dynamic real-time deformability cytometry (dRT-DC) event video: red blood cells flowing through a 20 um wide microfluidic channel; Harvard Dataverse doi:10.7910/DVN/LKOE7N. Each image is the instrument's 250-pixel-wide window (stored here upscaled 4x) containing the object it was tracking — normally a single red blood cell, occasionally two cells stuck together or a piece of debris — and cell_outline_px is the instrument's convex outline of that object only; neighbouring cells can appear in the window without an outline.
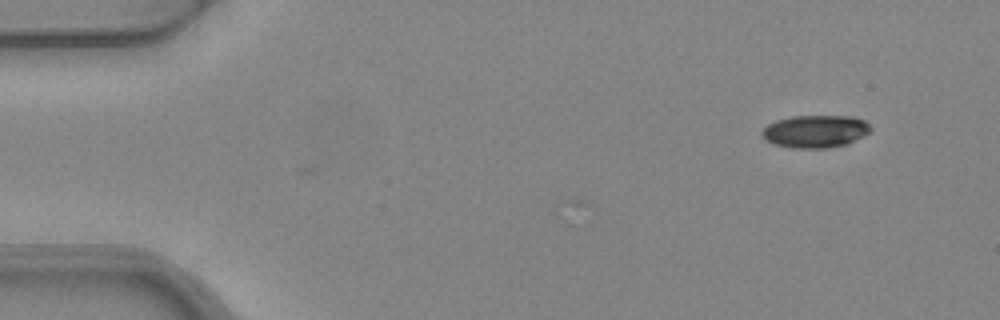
{"species": "common noctule bat (a hibernating species)", "species_latin": "Nyctalus noctula", "temperature_condition": "warm", "stored_images_in_passage": 3, "camera_frame_rate_fps": 3000, "um_per_image_px": 0.085, "animal": {"sex": "female", "body_mass_g": 24.6, "forearm_length_mm": 56.2}, "frame": {"image": 1, "passage_image": 3, "time_ms": 0.667, "image_size_px": [1000, 320], "cell_outline_px": [[872, 132], [848, 144], [828, 148], [792, 148], [772, 144], [764, 140], [760, 132], [768, 124], [776, 120], [792, 116], [852, 116], [864, 120], [872, 128]], "centroid_in_image_um": [69.31, 11.17], "position_along_channel_um": 15.7, "area_um2": 20.98}}